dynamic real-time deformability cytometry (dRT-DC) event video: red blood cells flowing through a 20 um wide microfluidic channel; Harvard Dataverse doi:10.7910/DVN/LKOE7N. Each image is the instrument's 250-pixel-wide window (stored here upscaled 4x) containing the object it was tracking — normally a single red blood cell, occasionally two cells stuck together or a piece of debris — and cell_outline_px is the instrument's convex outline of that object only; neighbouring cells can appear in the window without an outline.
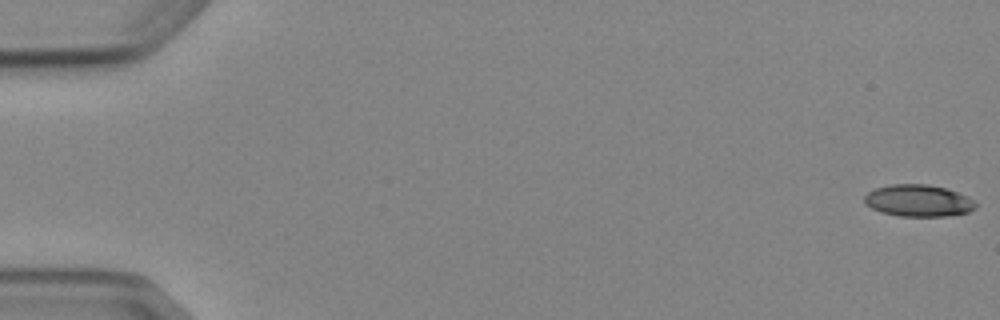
{"species": "Egyptian fruit bat (a non-hibernating species)", "species_latin": "Rousettus aegyptiacus", "temperature_condition": "cold", "stored_images_in_passage": 5, "camera_frame_rate_fps": 3000, "um_per_image_px": 0.085, "animal": {"sex": "female"}, "frame": {"image": 1, "passage_image": 1, "time_ms": 0.0, "image_size_px": [1000, 320], "cell_outline_px": [[976, 208], [968, 212], [948, 216], [900, 216], [880, 212], [864, 204], [864, 196], [868, 192], [876, 188], [892, 184], [928, 184], [944, 188], [968, 196], [976, 204]], "centroid_in_image_um": [78.04, 17.06], "position_along_channel_um": 7.0, "area_um2": 20.63}}
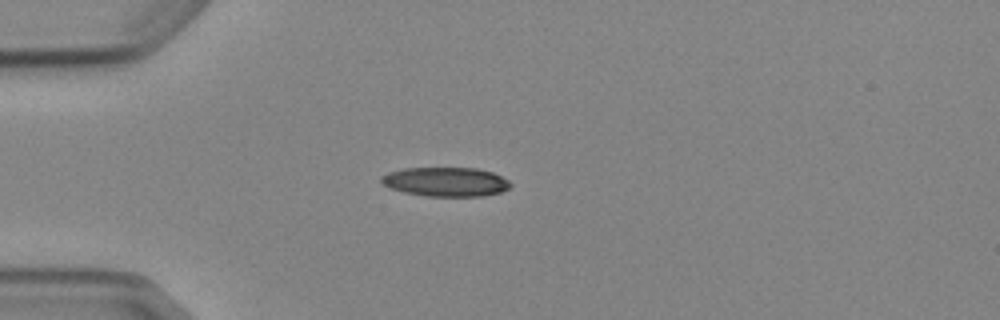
{"frame": {"image": 2, "passage_image": 5, "time_ms": 4.667, "image_size_px": [1000, 320], "cell_outline_px": [[512, 184], [508, 188], [500, 192], [480, 196], [428, 196], [404, 192], [392, 188], [384, 184], [380, 180], [380, 176], [388, 172], [404, 168], [476, 168], [492, 172], [508, 180]], "centroid_in_image_um": [37.88, 15.44], "position_along_channel_um": 47.1, "area_um2": 21.79}}